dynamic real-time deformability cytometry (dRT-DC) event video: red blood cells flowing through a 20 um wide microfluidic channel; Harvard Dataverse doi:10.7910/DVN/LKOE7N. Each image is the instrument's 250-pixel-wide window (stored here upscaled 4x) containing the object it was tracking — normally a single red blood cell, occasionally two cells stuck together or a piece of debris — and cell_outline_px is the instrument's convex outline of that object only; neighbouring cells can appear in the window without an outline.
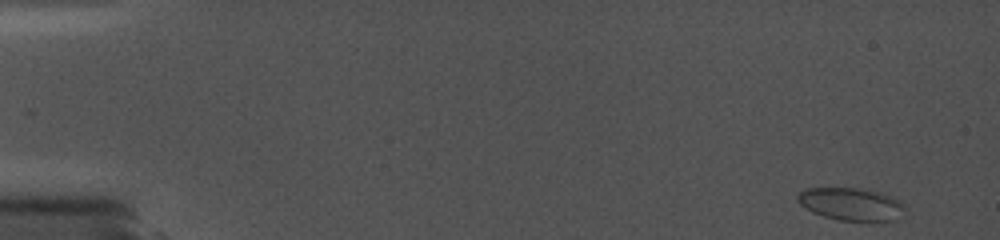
{"species": "common noctule bat (a hibernating species)", "species_latin": "Nyctalus noctula", "temperature_condition": "cold", "stored_images_in_passage": 13, "camera_frame_rate_fps": 5000, "um_per_image_px": 0.085, "animal": {"sex": "female", "body_mass_g": 19.0, "forearm_length_mm": 56.7}, "frame": {"image": 1, "passage_image": 1, "time_ms": 0.0, "image_size_px": [1000, 240], "cell_outline_px": [[904, 216], [900, 220], [840, 220], [824, 216], [812, 212], [804, 208], [796, 200], [796, 196], [804, 188], [860, 188], [880, 192], [892, 196], [900, 200], [904, 204]], "centroid_in_image_um": [72.37, 17.34], "position_along_channel_um": 12.6, "area_um2": 20.63}}